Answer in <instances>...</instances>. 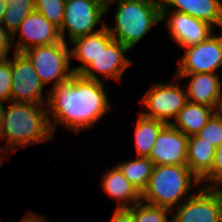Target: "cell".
<instances>
[{"label": "cell", "instance_id": "35", "mask_svg": "<svg viewBox=\"0 0 222 222\" xmlns=\"http://www.w3.org/2000/svg\"><path fill=\"white\" fill-rule=\"evenodd\" d=\"M4 104L2 102H0V119L2 116V110H3Z\"/></svg>", "mask_w": 222, "mask_h": 222}, {"label": "cell", "instance_id": "19", "mask_svg": "<svg viewBox=\"0 0 222 222\" xmlns=\"http://www.w3.org/2000/svg\"><path fill=\"white\" fill-rule=\"evenodd\" d=\"M215 147L197 135L188 137L187 166L201 180L211 169Z\"/></svg>", "mask_w": 222, "mask_h": 222}, {"label": "cell", "instance_id": "2", "mask_svg": "<svg viewBox=\"0 0 222 222\" xmlns=\"http://www.w3.org/2000/svg\"><path fill=\"white\" fill-rule=\"evenodd\" d=\"M9 103L7 109L3 107L0 119V139H6L9 151L52 140L54 134L44 104Z\"/></svg>", "mask_w": 222, "mask_h": 222}, {"label": "cell", "instance_id": "34", "mask_svg": "<svg viewBox=\"0 0 222 222\" xmlns=\"http://www.w3.org/2000/svg\"><path fill=\"white\" fill-rule=\"evenodd\" d=\"M5 152L6 151L3 149V147L0 146V166L2 165V162H4V160L6 159L5 157H2V156H4L2 154H4Z\"/></svg>", "mask_w": 222, "mask_h": 222}, {"label": "cell", "instance_id": "18", "mask_svg": "<svg viewBox=\"0 0 222 222\" xmlns=\"http://www.w3.org/2000/svg\"><path fill=\"white\" fill-rule=\"evenodd\" d=\"M217 111L209 106L187 102L171 125L186 136L196 135Z\"/></svg>", "mask_w": 222, "mask_h": 222}, {"label": "cell", "instance_id": "31", "mask_svg": "<svg viewBox=\"0 0 222 222\" xmlns=\"http://www.w3.org/2000/svg\"><path fill=\"white\" fill-rule=\"evenodd\" d=\"M110 222H134L132 211L129 208H117Z\"/></svg>", "mask_w": 222, "mask_h": 222}, {"label": "cell", "instance_id": "22", "mask_svg": "<svg viewBox=\"0 0 222 222\" xmlns=\"http://www.w3.org/2000/svg\"><path fill=\"white\" fill-rule=\"evenodd\" d=\"M75 46L70 50V57L83 63L81 66L71 68L74 74H80L97 56L100 51V31L75 38L71 41Z\"/></svg>", "mask_w": 222, "mask_h": 222}, {"label": "cell", "instance_id": "12", "mask_svg": "<svg viewBox=\"0 0 222 222\" xmlns=\"http://www.w3.org/2000/svg\"><path fill=\"white\" fill-rule=\"evenodd\" d=\"M18 40H13L14 52L23 53L34 47L62 41L59 27L34 10L20 24ZM16 43V44H15Z\"/></svg>", "mask_w": 222, "mask_h": 222}, {"label": "cell", "instance_id": "5", "mask_svg": "<svg viewBox=\"0 0 222 222\" xmlns=\"http://www.w3.org/2000/svg\"><path fill=\"white\" fill-rule=\"evenodd\" d=\"M63 40L24 51L23 54L33 65L43 85L52 83V87L69 80L74 72L70 69V49Z\"/></svg>", "mask_w": 222, "mask_h": 222}, {"label": "cell", "instance_id": "4", "mask_svg": "<svg viewBox=\"0 0 222 222\" xmlns=\"http://www.w3.org/2000/svg\"><path fill=\"white\" fill-rule=\"evenodd\" d=\"M192 183L198 185L200 180L187 165H156L141 194V201L171 211L193 195L188 193Z\"/></svg>", "mask_w": 222, "mask_h": 222}, {"label": "cell", "instance_id": "14", "mask_svg": "<svg viewBox=\"0 0 222 222\" xmlns=\"http://www.w3.org/2000/svg\"><path fill=\"white\" fill-rule=\"evenodd\" d=\"M188 136L166 124L160 131L149 158L156 165H186Z\"/></svg>", "mask_w": 222, "mask_h": 222}, {"label": "cell", "instance_id": "3", "mask_svg": "<svg viewBox=\"0 0 222 222\" xmlns=\"http://www.w3.org/2000/svg\"><path fill=\"white\" fill-rule=\"evenodd\" d=\"M118 2L115 25L106 28L112 38L130 50L157 23L162 22L161 0H106L105 13Z\"/></svg>", "mask_w": 222, "mask_h": 222}, {"label": "cell", "instance_id": "27", "mask_svg": "<svg viewBox=\"0 0 222 222\" xmlns=\"http://www.w3.org/2000/svg\"><path fill=\"white\" fill-rule=\"evenodd\" d=\"M12 69L10 58L0 59V102L11 101Z\"/></svg>", "mask_w": 222, "mask_h": 222}, {"label": "cell", "instance_id": "30", "mask_svg": "<svg viewBox=\"0 0 222 222\" xmlns=\"http://www.w3.org/2000/svg\"><path fill=\"white\" fill-rule=\"evenodd\" d=\"M9 10L25 11L28 14L35 10L34 0H3Z\"/></svg>", "mask_w": 222, "mask_h": 222}, {"label": "cell", "instance_id": "10", "mask_svg": "<svg viewBox=\"0 0 222 222\" xmlns=\"http://www.w3.org/2000/svg\"><path fill=\"white\" fill-rule=\"evenodd\" d=\"M10 64L12 69L11 101L45 104L46 107L45 101H48V96L45 98L43 95L44 85L28 58L23 53L14 52Z\"/></svg>", "mask_w": 222, "mask_h": 222}, {"label": "cell", "instance_id": "16", "mask_svg": "<svg viewBox=\"0 0 222 222\" xmlns=\"http://www.w3.org/2000/svg\"><path fill=\"white\" fill-rule=\"evenodd\" d=\"M162 8L175 7V12L188 14L210 25L222 27V1L220 0H161Z\"/></svg>", "mask_w": 222, "mask_h": 222}, {"label": "cell", "instance_id": "20", "mask_svg": "<svg viewBox=\"0 0 222 222\" xmlns=\"http://www.w3.org/2000/svg\"><path fill=\"white\" fill-rule=\"evenodd\" d=\"M166 123L141 114L135 127L134 137L137 157H149L155 141Z\"/></svg>", "mask_w": 222, "mask_h": 222}, {"label": "cell", "instance_id": "6", "mask_svg": "<svg viewBox=\"0 0 222 222\" xmlns=\"http://www.w3.org/2000/svg\"><path fill=\"white\" fill-rule=\"evenodd\" d=\"M129 50L128 47L113 39L106 26H104L100 30V51L94 61L80 75L87 79L101 81L94 73L97 71L104 78L121 81L124 71L131 65V60L124 56L125 52Z\"/></svg>", "mask_w": 222, "mask_h": 222}, {"label": "cell", "instance_id": "32", "mask_svg": "<svg viewBox=\"0 0 222 222\" xmlns=\"http://www.w3.org/2000/svg\"><path fill=\"white\" fill-rule=\"evenodd\" d=\"M36 213H29L20 222H46L42 215H37Z\"/></svg>", "mask_w": 222, "mask_h": 222}, {"label": "cell", "instance_id": "23", "mask_svg": "<svg viewBox=\"0 0 222 222\" xmlns=\"http://www.w3.org/2000/svg\"><path fill=\"white\" fill-rule=\"evenodd\" d=\"M129 209L132 211L134 222H172V217H167L170 213L168 208L143 204V201H140Z\"/></svg>", "mask_w": 222, "mask_h": 222}, {"label": "cell", "instance_id": "15", "mask_svg": "<svg viewBox=\"0 0 222 222\" xmlns=\"http://www.w3.org/2000/svg\"><path fill=\"white\" fill-rule=\"evenodd\" d=\"M175 80L190 77L191 81L186 83L188 101L202 104L215 109L217 112L222 108V82L214 73H197L186 75H175Z\"/></svg>", "mask_w": 222, "mask_h": 222}, {"label": "cell", "instance_id": "25", "mask_svg": "<svg viewBox=\"0 0 222 222\" xmlns=\"http://www.w3.org/2000/svg\"><path fill=\"white\" fill-rule=\"evenodd\" d=\"M196 135L217 148L222 143V112H216Z\"/></svg>", "mask_w": 222, "mask_h": 222}, {"label": "cell", "instance_id": "26", "mask_svg": "<svg viewBox=\"0 0 222 222\" xmlns=\"http://www.w3.org/2000/svg\"><path fill=\"white\" fill-rule=\"evenodd\" d=\"M204 188L222 189V143L215 148L214 160L210 171L200 180ZM208 181V182H207ZM207 182V183H206Z\"/></svg>", "mask_w": 222, "mask_h": 222}, {"label": "cell", "instance_id": "13", "mask_svg": "<svg viewBox=\"0 0 222 222\" xmlns=\"http://www.w3.org/2000/svg\"><path fill=\"white\" fill-rule=\"evenodd\" d=\"M167 16L170 17L168 20ZM164 21L171 38L183 48L198 44L213 34V27L209 23L172 11L171 8H162V22Z\"/></svg>", "mask_w": 222, "mask_h": 222}, {"label": "cell", "instance_id": "24", "mask_svg": "<svg viewBox=\"0 0 222 222\" xmlns=\"http://www.w3.org/2000/svg\"><path fill=\"white\" fill-rule=\"evenodd\" d=\"M65 2L66 0H34V6L37 12L60 28L64 20Z\"/></svg>", "mask_w": 222, "mask_h": 222}, {"label": "cell", "instance_id": "11", "mask_svg": "<svg viewBox=\"0 0 222 222\" xmlns=\"http://www.w3.org/2000/svg\"><path fill=\"white\" fill-rule=\"evenodd\" d=\"M176 75L214 73L222 67V35L209 36L202 42L184 47Z\"/></svg>", "mask_w": 222, "mask_h": 222}, {"label": "cell", "instance_id": "29", "mask_svg": "<svg viewBox=\"0 0 222 222\" xmlns=\"http://www.w3.org/2000/svg\"><path fill=\"white\" fill-rule=\"evenodd\" d=\"M13 46V36L0 25V59H7L8 52Z\"/></svg>", "mask_w": 222, "mask_h": 222}, {"label": "cell", "instance_id": "17", "mask_svg": "<svg viewBox=\"0 0 222 222\" xmlns=\"http://www.w3.org/2000/svg\"><path fill=\"white\" fill-rule=\"evenodd\" d=\"M101 182L104 191L116 201L118 200L117 208H129L141 201V194L117 166L108 170Z\"/></svg>", "mask_w": 222, "mask_h": 222}, {"label": "cell", "instance_id": "28", "mask_svg": "<svg viewBox=\"0 0 222 222\" xmlns=\"http://www.w3.org/2000/svg\"><path fill=\"white\" fill-rule=\"evenodd\" d=\"M28 15L29 14L25 11L5 9L1 25L13 36V40H15L17 36V30L21 22Z\"/></svg>", "mask_w": 222, "mask_h": 222}, {"label": "cell", "instance_id": "21", "mask_svg": "<svg viewBox=\"0 0 222 222\" xmlns=\"http://www.w3.org/2000/svg\"><path fill=\"white\" fill-rule=\"evenodd\" d=\"M117 167L136 190L142 194L147 187L154 163L149 157H137L133 161L120 162Z\"/></svg>", "mask_w": 222, "mask_h": 222}, {"label": "cell", "instance_id": "9", "mask_svg": "<svg viewBox=\"0 0 222 222\" xmlns=\"http://www.w3.org/2000/svg\"><path fill=\"white\" fill-rule=\"evenodd\" d=\"M172 212V222H222V189L201 187Z\"/></svg>", "mask_w": 222, "mask_h": 222}, {"label": "cell", "instance_id": "7", "mask_svg": "<svg viewBox=\"0 0 222 222\" xmlns=\"http://www.w3.org/2000/svg\"><path fill=\"white\" fill-rule=\"evenodd\" d=\"M105 5L106 0H66L64 20L59 28L62 40L66 42V29L70 41L100 31L105 24L99 30L94 27L103 22L101 18L105 14Z\"/></svg>", "mask_w": 222, "mask_h": 222}, {"label": "cell", "instance_id": "33", "mask_svg": "<svg viewBox=\"0 0 222 222\" xmlns=\"http://www.w3.org/2000/svg\"><path fill=\"white\" fill-rule=\"evenodd\" d=\"M5 8H6V3L3 0H0V25L2 23L3 20V15L5 12Z\"/></svg>", "mask_w": 222, "mask_h": 222}, {"label": "cell", "instance_id": "8", "mask_svg": "<svg viewBox=\"0 0 222 222\" xmlns=\"http://www.w3.org/2000/svg\"><path fill=\"white\" fill-rule=\"evenodd\" d=\"M146 107L143 116L171 124L188 102L186 90L178 83H154L141 98Z\"/></svg>", "mask_w": 222, "mask_h": 222}, {"label": "cell", "instance_id": "1", "mask_svg": "<svg viewBox=\"0 0 222 222\" xmlns=\"http://www.w3.org/2000/svg\"><path fill=\"white\" fill-rule=\"evenodd\" d=\"M47 96V113L53 133L58 124L76 133L91 128L111 110L102 80L87 79L80 74L52 87Z\"/></svg>", "mask_w": 222, "mask_h": 222}]
</instances>
